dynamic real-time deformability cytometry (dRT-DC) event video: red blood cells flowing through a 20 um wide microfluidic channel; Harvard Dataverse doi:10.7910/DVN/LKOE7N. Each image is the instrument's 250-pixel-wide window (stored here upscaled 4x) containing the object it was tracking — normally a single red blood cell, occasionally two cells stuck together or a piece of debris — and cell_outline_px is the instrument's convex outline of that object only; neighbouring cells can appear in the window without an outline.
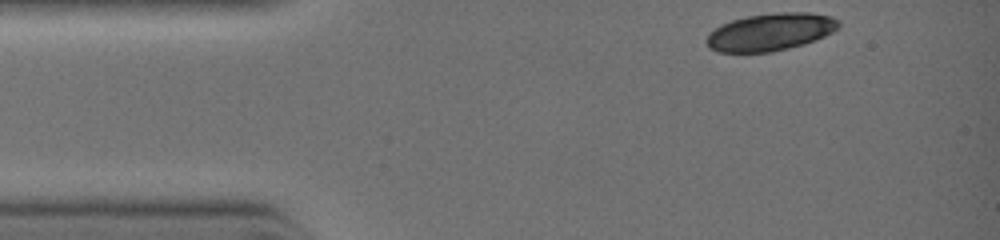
{"species": "common noctule bat (a hibernating species)", "species_latin": "Nyctalus noctula", "temperature_condition": "warm", "stored_images_in_passage": 2, "camera_frame_rate_fps": 3000, "um_per_image_px": 0.085, "animal": {"sex": "female", "body_mass_g": 19.0, "forearm_length_mm": 51.5}, "frame": {"image": 1, "passage_image": 1, "time_ms": 0.0, "image_size_px": [1000, 240], "cell_outline_px": [[840, 28], [816, 40], [804, 44], [772, 52], [716, 52], [708, 48], [704, 40], [708, 32], [720, 24], [732, 20], [748, 16], [780, 12], [812, 12], [832, 16], [840, 20]], "centroid_in_image_um": [65.47, 2.72], "position_along_channel_um": 19.5, "area_um2": 29.3}}